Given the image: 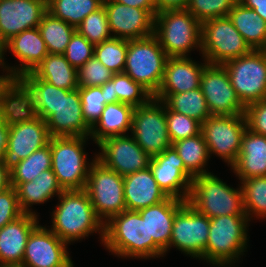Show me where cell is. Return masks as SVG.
Returning <instances> with one entry per match:
<instances>
[{"label":"cell","instance_id":"obj_4","mask_svg":"<svg viewBox=\"0 0 266 267\" xmlns=\"http://www.w3.org/2000/svg\"><path fill=\"white\" fill-rule=\"evenodd\" d=\"M201 31L202 23L186 9L155 15L153 35L168 57H188L193 49L201 51Z\"/></svg>","mask_w":266,"mask_h":267},{"label":"cell","instance_id":"obj_5","mask_svg":"<svg viewBox=\"0 0 266 267\" xmlns=\"http://www.w3.org/2000/svg\"><path fill=\"white\" fill-rule=\"evenodd\" d=\"M234 189L213 173L192 179L187 202L209 219L224 215H246L241 186Z\"/></svg>","mask_w":266,"mask_h":267},{"label":"cell","instance_id":"obj_43","mask_svg":"<svg viewBox=\"0 0 266 267\" xmlns=\"http://www.w3.org/2000/svg\"><path fill=\"white\" fill-rule=\"evenodd\" d=\"M168 135L171 143L193 137L201 133V124L194 118L188 117L166 107Z\"/></svg>","mask_w":266,"mask_h":267},{"label":"cell","instance_id":"obj_35","mask_svg":"<svg viewBox=\"0 0 266 267\" xmlns=\"http://www.w3.org/2000/svg\"><path fill=\"white\" fill-rule=\"evenodd\" d=\"M172 146L183 160L185 169L193 177L211 173L205 169L210 155L207 144L201 133L173 142Z\"/></svg>","mask_w":266,"mask_h":267},{"label":"cell","instance_id":"obj_3","mask_svg":"<svg viewBox=\"0 0 266 267\" xmlns=\"http://www.w3.org/2000/svg\"><path fill=\"white\" fill-rule=\"evenodd\" d=\"M248 221L247 215L211 218L206 251L201 259L216 267H231L236 263L248 246Z\"/></svg>","mask_w":266,"mask_h":267},{"label":"cell","instance_id":"obj_20","mask_svg":"<svg viewBox=\"0 0 266 267\" xmlns=\"http://www.w3.org/2000/svg\"><path fill=\"white\" fill-rule=\"evenodd\" d=\"M47 0H0V47L24 30L38 27Z\"/></svg>","mask_w":266,"mask_h":267},{"label":"cell","instance_id":"obj_13","mask_svg":"<svg viewBox=\"0 0 266 267\" xmlns=\"http://www.w3.org/2000/svg\"><path fill=\"white\" fill-rule=\"evenodd\" d=\"M247 129L245 115H211L201 124L209 155L222 158L230 167L236 162Z\"/></svg>","mask_w":266,"mask_h":267},{"label":"cell","instance_id":"obj_39","mask_svg":"<svg viewBox=\"0 0 266 267\" xmlns=\"http://www.w3.org/2000/svg\"><path fill=\"white\" fill-rule=\"evenodd\" d=\"M244 210L249 218H266V176L252 177L240 181Z\"/></svg>","mask_w":266,"mask_h":267},{"label":"cell","instance_id":"obj_15","mask_svg":"<svg viewBox=\"0 0 266 267\" xmlns=\"http://www.w3.org/2000/svg\"><path fill=\"white\" fill-rule=\"evenodd\" d=\"M200 88L211 115H242L245 105L231 85L223 65L207 64L202 72Z\"/></svg>","mask_w":266,"mask_h":267},{"label":"cell","instance_id":"obj_27","mask_svg":"<svg viewBox=\"0 0 266 267\" xmlns=\"http://www.w3.org/2000/svg\"><path fill=\"white\" fill-rule=\"evenodd\" d=\"M186 201L168 197L159 204L139 210L147 223L148 240H153L167 253L176 212Z\"/></svg>","mask_w":266,"mask_h":267},{"label":"cell","instance_id":"obj_22","mask_svg":"<svg viewBox=\"0 0 266 267\" xmlns=\"http://www.w3.org/2000/svg\"><path fill=\"white\" fill-rule=\"evenodd\" d=\"M17 102L29 114L47 121L60 103V88L27 73L17 80Z\"/></svg>","mask_w":266,"mask_h":267},{"label":"cell","instance_id":"obj_17","mask_svg":"<svg viewBox=\"0 0 266 267\" xmlns=\"http://www.w3.org/2000/svg\"><path fill=\"white\" fill-rule=\"evenodd\" d=\"M67 246L50 229L38 224L27 239L21 267H72Z\"/></svg>","mask_w":266,"mask_h":267},{"label":"cell","instance_id":"obj_1","mask_svg":"<svg viewBox=\"0 0 266 267\" xmlns=\"http://www.w3.org/2000/svg\"><path fill=\"white\" fill-rule=\"evenodd\" d=\"M59 203L51 213V231L62 241L71 244L98 232L104 240V222L93 209L87 192L83 190H64Z\"/></svg>","mask_w":266,"mask_h":267},{"label":"cell","instance_id":"obj_8","mask_svg":"<svg viewBox=\"0 0 266 267\" xmlns=\"http://www.w3.org/2000/svg\"><path fill=\"white\" fill-rule=\"evenodd\" d=\"M167 59V54L154 35L127 40L124 73L154 96L162 84Z\"/></svg>","mask_w":266,"mask_h":267},{"label":"cell","instance_id":"obj_25","mask_svg":"<svg viewBox=\"0 0 266 267\" xmlns=\"http://www.w3.org/2000/svg\"><path fill=\"white\" fill-rule=\"evenodd\" d=\"M205 63L198 64L191 57H168L164 77L156 94H176L200 88Z\"/></svg>","mask_w":266,"mask_h":267},{"label":"cell","instance_id":"obj_2","mask_svg":"<svg viewBox=\"0 0 266 267\" xmlns=\"http://www.w3.org/2000/svg\"><path fill=\"white\" fill-rule=\"evenodd\" d=\"M103 245L117 257L159 258L164 251L148 240L147 223L139 211L125 210L104 224Z\"/></svg>","mask_w":266,"mask_h":267},{"label":"cell","instance_id":"obj_30","mask_svg":"<svg viewBox=\"0 0 266 267\" xmlns=\"http://www.w3.org/2000/svg\"><path fill=\"white\" fill-rule=\"evenodd\" d=\"M133 109L132 105L122 102L107 104L91 128V140L97 144L107 137L126 135L131 131Z\"/></svg>","mask_w":266,"mask_h":267},{"label":"cell","instance_id":"obj_26","mask_svg":"<svg viewBox=\"0 0 266 267\" xmlns=\"http://www.w3.org/2000/svg\"><path fill=\"white\" fill-rule=\"evenodd\" d=\"M126 210L139 211L168 197L160 189L149 167L123 176Z\"/></svg>","mask_w":266,"mask_h":267},{"label":"cell","instance_id":"obj_21","mask_svg":"<svg viewBox=\"0 0 266 267\" xmlns=\"http://www.w3.org/2000/svg\"><path fill=\"white\" fill-rule=\"evenodd\" d=\"M7 49L21 62L18 67L8 64L6 66L16 80L33 72L49 54L38 27L24 30L11 37L0 47V59L4 64V54Z\"/></svg>","mask_w":266,"mask_h":267},{"label":"cell","instance_id":"obj_52","mask_svg":"<svg viewBox=\"0 0 266 267\" xmlns=\"http://www.w3.org/2000/svg\"><path fill=\"white\" fill-rule=\"evenodd\" d=\"M120 4L149 10L154 16L157 14L154 0H113Z\"/></svg>","mask_w":266,"mask_h":267},{"label":"cell","instance_id":"obj_12","mask_svg":"<svg viewBox=\"0 0 266 267\" xmlns=\"http://www.w3.org/2000/svg\"><path fill=\"white\" fill-rule=\"evenodd\" d=\"M223 66L232 87L245 106L266 99V50H252Z\"/></svg>","mask_w":266,"mask_h":267},{"label":"cell","instance_id":"obj_14","mask_svg":"<svg viewBox=\"0 0 266 267\" xmlns=\"http://www.w3.org/2000/svg\"><path fill=\"white\" fill-rule=\"evenodd\" d=\"M209 228L210 219L186 202L176 212L168 249L174 246L200 260L206 251Z\"/></svg>","mask_w":266,"mask_h":267},{"label":"cell","instance_id":"obj_50","mask_svg":"<svg viewBox=\"0 0 266 267\" xmlns=\"http://www.w3.org/2000/svg\"><path fill=\"white\" fill-rule=\"evenodd\" d=\"M9 137V108L0 111V160L4 158L8 147Z\"/></svg>","mask_w":266,"mask_h":267},{"label":"cell","instance_id":"obj_40","mask_svg":"<svg viewBox=\"0 0 266 267\" xmlns=\"http://www.w3.org/2000/svg\"><path fill=\"white\" fill-rule=\"evenodd\" d=\"M126 54L127 40L116 37L95 45L94 49V57L114 74L124 72Z\"/></svg>","mask_w":266,"mask_h":267},{"label":"cell","instance_id":"obj_44","mask_svg":"<svg viewBox=\"0 0 266 267\" xmlns=\"http://www.w3.org/2000/svg\"><path fill=\"white\" fill-rule=\"evenodd\" d=\"M82 115L86 124L92 128L99 120L105 104V96L102 94L101 86L79 87Z\"/></svg>","mask_w":266,"mask_h":267},{"label":"cell","instance_id":"obj_42","mask_svg":"<svg viewBox=\"0 0 266 267\" xmlns=\"http://www.w3.org/2000/svg\"><path fill=\"white\" fill-rule=\"evenodd\" d=\"M238 0H189L188 10L201 23L229 15Z\"/></svg>","mask_w":266,"mask_h":267},{"label":"cell","instance_id":"obj_51","mask_svg":"<svg viewBox=\"0 0 266 267\" xmlns=\"http://www.w3.org/2000/svg\"><path fill=\"white\" fill-rule=\"evenodd\" d=\"M189 0H154L156 11L186 9Z\"/></svg>","mask_w":266,"mask_h":267},{"label":"cell","instance_id":"obj_7","mask_svg":"<svg viewBox=\"0 0 266 267\" xmlns=\"http://www.w3.org/2000/svg\"><path fill=\"white\" fill-rule=\"evenodd\" d=\"M89 138L50 137L51 169L64 190L85 189L92 162L83 149Z\"/></svg>","mask_w":266,"mask_h":267},{"label":"cell","instance_id":"obj_6","mask_svg":"<svg viewBox=\"0 0 266 267\" xmlns=\"http://www.w3.org/2000/svg\"><path fill=\"white\" fill-rule=\"evenodd\" d=\"M49 140L46 121L29 114L18 102L9 108L8 147L3 161L10 171Z\"/></svg>","mask_w":266,"mask_h":267},{"label":"cell","instance_id":"obj_45","mask_svg":"<svg viewBox=\"0 0 266 267\" xmlns=\"http://www.w3.org/2000/svg\"><path fill=\"white\" fill-rule=\"evenodd\" d=\"M113 74L93 56L77 70L78 85L79 87L102 86L112 79Z\"/></svg>","mask_w":266,"mask_h":267},{"label":"cell","instance_id":"obj_53","mask_svg":"<svg viewBox=\"0 0 266 267\" xmlns=\"http://www.w3.org/2000/svg\"><path fill=\"white\" fill-rule=\"evenodd\" d=\"M245 7L253 9L266 21V0H238Z\"/></svg>","mask_w":266,"mask_h":267},{"label":"cell","instance_id":"obj_33","mask_svg":"<svg viewBox=\"0 0 266 267\" xmlns=\"http://www.w3.org/2000/svg\"><path fill=\"white\" fill-rule=\"evenodd\" d=\"M32 73L57 88L66 90L79 88L77 70L63 54H48Z\"/></svg>","mask_w":266,"mask_h":267},{"label":"cell","instance_id":"obj_10","mask_svg":"<svg viewBox=\"0 0 266 267\" xmlns=\"http://www.w3.org/2000/svg\"><path fill=\"white\" fill-rule=\"evenodd\" d=\"M84 190L104 224L114 215L126 210L123 176L104 166L96 159V155L92 160Z\"/></svg>","mask_w":266,"mask_h":267},{"label":"cell","instance_id":"obj_38","mask_svg":"<svg viewBox=\"0 0 266 267\" xmlns=\"http://www.w3.org/2000/svg\"><path fill=\"white\" fill-rule=\"evenodd\" d=\"M51 169V150L49 143L34 151L27 158L21 160L13 168L11 173V186L16 187L19 183L30 182L41 172Z\"/></svg>","mask_w":266,"mask_h":267},{"label":"cell","instance_id":"obj_29","mask_svg":"<svg viewBox=\"0 0 266 267\" xmlns=\"http://www.w3.org/2000/svg\"><path fill=\"white\" fill-rule=\"evenodd\" d=\"M15 188L23 213L34 216L38 215L29 207L34 204H43L64 191L52 169L41 172L30 182L19 183Z\"/></svg>","mask_w":266,"mask_h":267},{"label":"cell","instance_id":"obj_46","mask_svg":"<svg viewBox=\"0 0 266 267\" xmlns=\"http://www.w3.org/2000/svg\"><path fill=\"white\" fill-rule=\"evenodd\" d=\"M95 45L90 43L77 30L72 35L69 44L63 53L66 60L78 70L94 56Z\"/></svg>","mask_w":266,"mask_h":267},{"label":"cell","instance_id":"obj_36","mask_svg":"<svg viewBox=\"0 0 266 267\" xmlns=\"http://www.w3.org/2000/svg\"><path fill=\"white\" fill-rule=\"evenodd\" d=\"M38 29L49 54H63L76 28L46 11Z\"/></svg>","mask_w":266,"mask_h":267},{"label":"cell","instance_id":"obj_48","mask_svg":"<svg viewBox=\"0 0 266 267\" xmlns=\"http://www.w3.org/2000/svg\"><path fill=\"white\" fill-rule=\"evenodd\" d=\"M247 129L266 136V99L248 104L245 107Z\"/></svg>","mask_w":266,"mask_h":267},{"label":"cell","instance_id":"obj_34","mask_svg":"<svg viewBox=\"0 0 266 267\" xmlns=\"http://www.w3.org/2000/svg\"><path fill=\"white\" fill-rule=\"evenodd\" d=\"M153 97L162 101L169 110L194 118L200 123L211 116L201 88L176 94H155Z\"/></svg>","mask_w":266,"mask_h":267},{"label":"cell","instance_id":"obj_23","mask_svg":"<svg viewBox=\"0 0 266 267\" xmlns=\"http://www.w3.org/2000/svg\"><path fill=\"white\" fill-rule=\"evenodd\" d=\"M46 124L50 137H90L91 128L83 118L78 89L60 88V103Z\"/></svg>","mask_w":266,"mask_h":267},{"label":"cell","instance_id":"obj_19","mask_svg":"<svg viewBox=\"0 0 266 267\" xmlns=\"http://www.w3.org/2000/svg\"><path fill=\"white\" fill-rule=\"evenodd\" d=\"M103 5L112 37L134 40L154 34L155 16L149 10L126 6L113 0H103Z\"/></svg>","mask_w":266,"mask_h":267},{"label":"cell","instance_id":"obj_41","mask_svg":"<svg viewBox=\"0 0 266 267\" xmlns=\"http://www.w3.org/2000/svg\"><path fill=\"white\" fill-rule=\"evenodd\" d=\"M76 30L93 45L112 38L104 5L86 16Z\"/></svg>","mask_w":266,"mask_h":267},{"label":"cell","instance_id":"obj_49","mask_svg":"<svg viewBox=\"0 0 266 267\" xmlns=\"http://www.w3.org/2000/svg\"><path fill=\"white\" fill-rule=\"evenodd\" d=\"M0 67L5 75H0V111L12 107L17 102V80L0 59Z\"/></svg>","mask_w":266,"mask_h":267},{"label":"cell","instance_id":"obj_32","mask_svg":"<svg viewBox=\"0 0 266 267\" xmlns=\"http://www.w3.org/2000/svg\"><path fill=\"white\" fill-rule=\"evenodd\" d=\"M228 17L252 50H266V21L237 1Z\"/></svg>","mask_w":266,"mask_h":267},{"label":"cell","instance_id":"obj_18","mask_svg":"<svg viewBox=\"0 0 266 267\" xmlns=\"http://www.w3.org/2000/svg\"><path fill=\"white\" fill-rule=\"evenodd\" d=\"M149 168L167 197L187 202L194 177L185 169L183 160L173 146L151 157Z\"/></svg>","mask_w":266,"mask_h":267},{"label":"cell","instance_id":"obj_11","mask_svg":"<svg viewBox=\"0 0 266 267\" xmlns=\"http://www.w3.org/2000/svg\"><path fill=\"white\" fill-rule=\"evenodd\" d=\"M131 136L150 157L172 146L167 129L166 106L162 101L152 97L146 104L134 107Z\"/></svg>","mask_w":266,"mask_h":267},{"label":"cell","instance_id":"obj_28","mask_svg":"<svg viewBox=\"0 0 266 267\" xmlns=\"http://www.w3.org/2000/svg\"><path fill=\"white\" fill-rule=\"evenodd\" d=\"M231 169L240 181L266 176V136L246 129L238 158Z\"/></svg>","mask_w":266,"mask_h":267},{"label":"cell","instance_id":"obj_16","mask_svg":"<svg viewBox=\"0 0 266 267\" xmlns=\"http://www.w3.org/2000/svg\"><path fill=\"white\" fill-rule=\"evenodd\" d=\"M97 146L101 152L96 155V159L121 176L149 167L151 157L131 135L107 137Z\"/></svg>","mask_w":266,"mask_h":267},{"label":"cell","instance_id":"obj_54","mask_svg":"<svg viewBox=\"0 0 266 267\" xmlns=\"http://www.w3.org/2000/svg\"><path fill=\"white\" fill-rule=\"evenodd\" d=\"M11 187V173L4 164L3 159L0 160V192Z\"/></svg>","mask_w":266,"mask_h":267},{"label":"cell","instance_id":"obj_9","mask_svg":"<svg viewBox=\"0 0 266 267\" xmlns=\"http://www.w3.org/2000/svg\"><path fill=\"white\" fill-rule=\"evenodd\" d=\"M251 51L252 49L228 16L202 23L201 53L207 63L223 65Z\"/></svg>","mask_w":266,"mask_h":267},{"label":"cell","instance_id":"obj_37","mask_svg":"<svg viewBox=\"0 0 266 267\" xmlns=\"http://www.w3.org/2000/svg\"><path fill=\"white\" fill-rule=\"evenodd\" d=\"M103 5V0H47V11L77 28L84 18Z\"/></svg>","mask_w":266,"mask_h":267},{"label":"cell","instance_id":"obj_31","mask_svg":"<svg viewBox=\"0 0 266 267\" xmlns=\"http://www.w3.org/2000/svg\"><path fill=\"white\" fill-rule=\"evenodd\" d=\"M105 96V104L126 103L133 107L146 104L153 95L140 83L135 82L127 74H113L112 79L101 86Z\"/></svg>","mask_w":266,"mask_h":267},{"label":"cell","instance_id":"obj_47","mask_svg":"<svg viewBox=\"0 0 266 267\" xmlns=\"http://www.w3.org/2000/svg\"><path fill=\"white\" fill-rule=\"evenodd\" d=\"M23 211L20 208L16 188H10L0 192V228L14 221Z\"/></svg>","mask_w":266,"mask_h":267},{"label":"cell","instance_id":"obj_24","mask_svg":"<svg viewBox=\"0 0 266 267\" xmlns=\"http://www.w3.org/2000/svg\"><path fill=\"white\" fill-rule=\"evenodd\" d=\"M38 224V216L24 213L0 228V266H22L27 239Z\"/></svg>","mask_w":266,"mask_h":267}]
</instances>
